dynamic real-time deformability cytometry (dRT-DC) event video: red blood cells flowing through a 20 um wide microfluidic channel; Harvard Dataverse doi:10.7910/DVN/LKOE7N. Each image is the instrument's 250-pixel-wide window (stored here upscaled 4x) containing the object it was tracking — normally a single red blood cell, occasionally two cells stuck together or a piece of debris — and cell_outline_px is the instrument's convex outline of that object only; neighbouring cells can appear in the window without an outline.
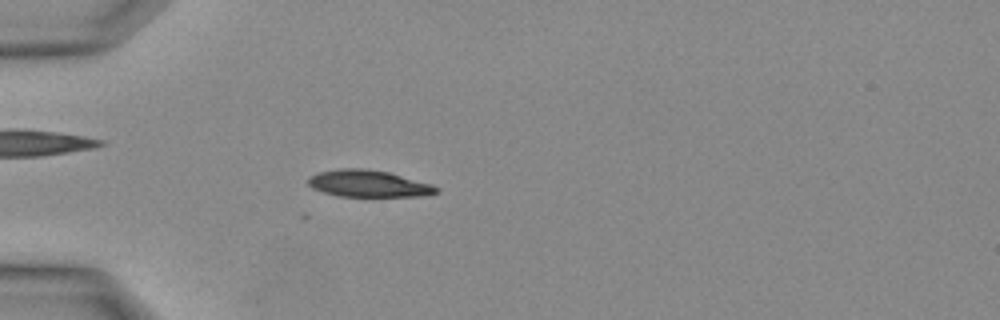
{"species": "Egyptian fruit bat (a non-hibernating species)", "species_latin": "Rousettus aegyptiacus", "temperature_condition": "warm", "stored_images_in_passage": 25, "camera_frame_rate_fps": 3000, "um_per_image_px": 0.085, "animal": {"sex": "female"}, "frame": {"image": 1, "passage_image": 2, "time_ms": 0.333, "image_size_px": [1000, 320], "cell_outline_px": [[440, 188], [436, 192], [420, 196], [340, 196], [324, 192], [312, 188], [308, 184], [308, 176], [320, 172], [340, 168], [364, 168], [388, 172], [432, 184]], "centroid_in_image_um": [31.29, 15.6], "position_along_channel_um": 53.7, "area_um2": 19.88}}
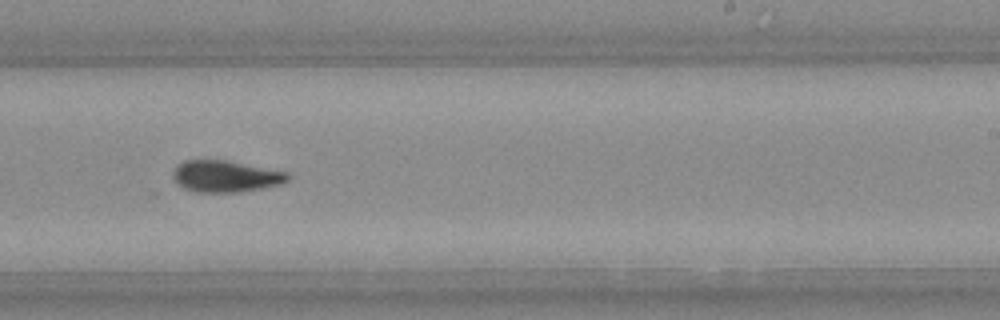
{"frame": {"image": 2, "passage_image": 13, "time_ms": 4.0, "image_size_px": [1000, 320], "cell_outline_px": [[292, 176], [288, 180], [280, 184], [260, 188], [232, 192], [200, 192], [184, 188], [172, 176], [172, 172], [176, 164], [184, 160], [224, 160], [288, 172]], "centroid_in_image_um": [19.16, 14.97], "position_along_channel_um": 269.8, "area_um2": 20.87}}
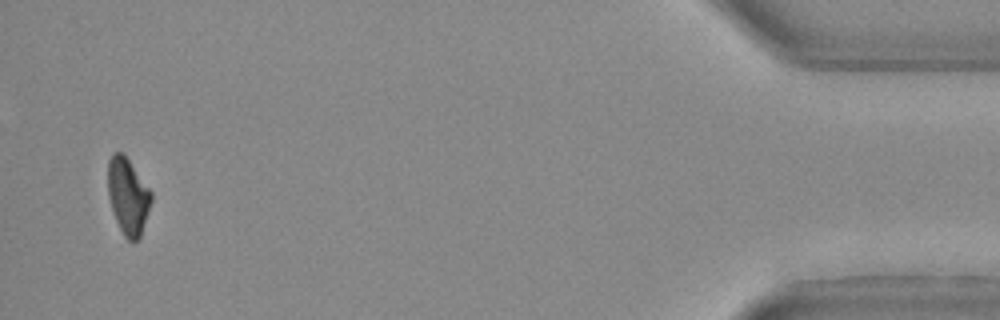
{"frame": {"image": 3, "passage_image": 24, "time_ms": 7.667, "image_size_px": [1000, 320], "cell_outline_px": [[152, 200], [140, 236], [136, 240], [128, 240], [124, 236], [116, 220], [108, 196], [108, 160], [116, 152], [120, 152], [128, 160], [152, 192]], "centroid_in_image_um": [10.87, 16.69], "position_along_channel_um": 424.3, "area_um2": 18.79}}